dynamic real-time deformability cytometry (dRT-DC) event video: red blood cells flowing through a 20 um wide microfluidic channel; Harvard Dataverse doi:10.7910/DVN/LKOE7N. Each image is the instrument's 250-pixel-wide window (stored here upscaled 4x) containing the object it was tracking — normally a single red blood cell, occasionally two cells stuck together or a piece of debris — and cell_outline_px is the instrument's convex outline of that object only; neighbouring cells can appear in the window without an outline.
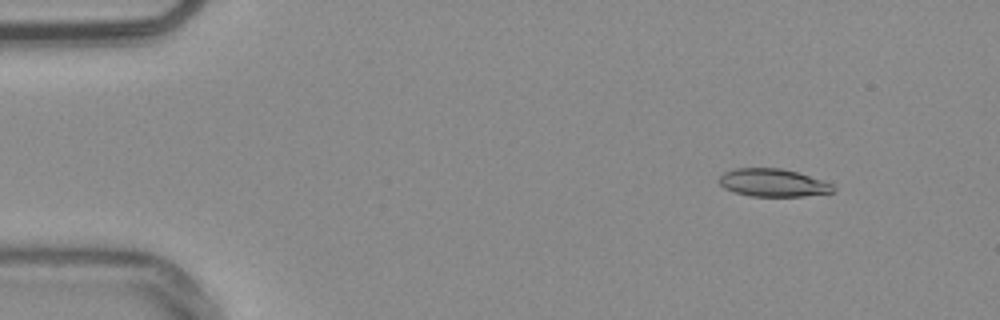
{"species": "common noctule bat (a hibernating species)", "species_latin": "Nyctalus noctula", "temperature_condition": "warm", "stored_images_in_passage": 48, "camera_frame_rate_fps": 3000, "um_per_image_px": 0.085, "animal": {"sex": "male", "body_mass_g": 20.4}, "frame": {"image": 1, "passage_image": 1, "time_ms": 0.0, "image_size_px": [1000, 320], "cell_outline_px": [[836, 188], [832, 192], [804, 196], [752, 196], [736, 192], [724, 188], [720, 184], [720, 176], [724, 172], [736, 168], [780, 168], [796, 172], [832, 184]], "centroid_in_image_um": [65.69, 15.53], "position_along_channel_um": 19.3, "area_um2": 18.15}}
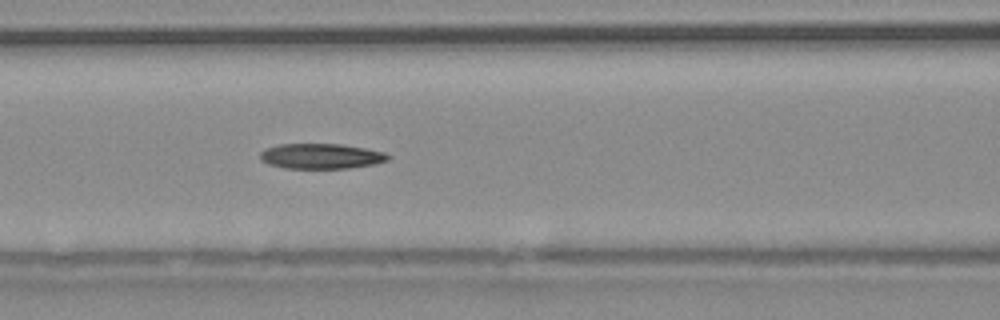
{"frame": {"image": 2, "passage_image": 18, "time_ms": 5.667, "image_size_px": [1000, 320], "cell_outline_px": [[392, 156], [388, 160], [372, 164], [348, 168], [284, 168], [268, 164], [260, 160], [260, 152], [264, 148], [280, 144], [340, 144], [364, 148], [384, 152]], "centroid_in_image_um": [27.25, 13.27], "position_along_channel_um": 139.3, "area_um2": 18.79}}
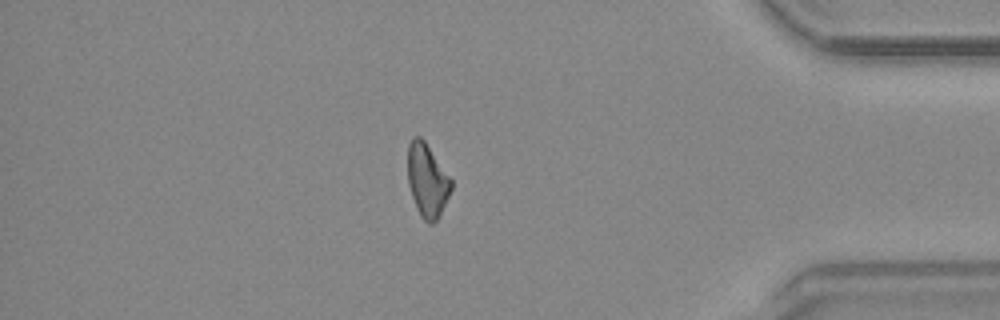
{"frame": {"image": 3, "passage_image": 41, "time_ms": 13.333, "image_size_px": [1000, 320], "cell_outline_px": [[452, 188], [440, 216], [432, 224], [428, 224], [420, 216], [416, 208], [408, 184], [408, 144], [412, 136], [420, 136], [424, 140], [452, 180]], "centroid_in_image_um": [36.31, 15.34], "position_along_channel_um": 398.9, "area_um2": 18.61}}